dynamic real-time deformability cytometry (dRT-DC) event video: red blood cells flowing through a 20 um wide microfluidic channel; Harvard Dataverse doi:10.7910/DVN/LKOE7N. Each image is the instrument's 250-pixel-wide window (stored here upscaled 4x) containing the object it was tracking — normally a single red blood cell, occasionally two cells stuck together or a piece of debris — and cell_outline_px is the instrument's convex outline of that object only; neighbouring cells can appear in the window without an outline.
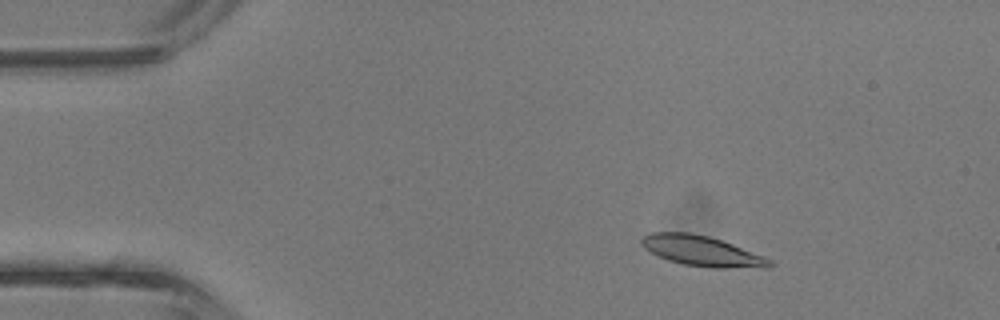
{"species": "common noctule bat (a hibernating species)", "species_latin": "Nyctalus noctula", "temperature_condition": "room temperature", "stored_images_in_passage": 41, "camera_frame_rate_fps": 3000, "um_per_image_px": 0.085, "animal": {"sex": "male", "body_mass_g": 13.3}, "frame": {"image": 1, "passage_image": 6, "time_ms": 1.667, "image_size_px": [1000, 320], "cell_outline_px": [[776, 264], [772, 268], [712, 268], [684, 264], [668, 260], [644, 248], [640, 244], [640, 240], [644, 236], [652, 232], [688, 232], [708, 236], [732, 244], [764, 256], [772, 260]], "centroid_in_image_um": [59.72, 21.35], "position_along_channel_um": 25.3, "area_um2": 22.66}}
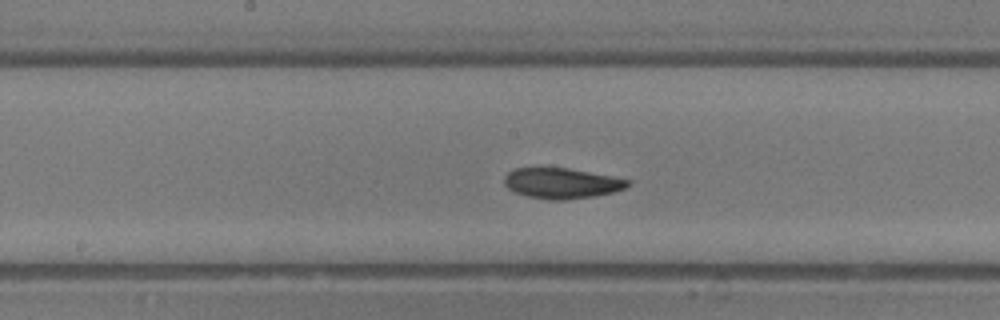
{"frame": {"image": 2, "passage_image": 21, "time_ms": 6.667, "image_size_px": [1000, 320], "cell_outline_px": [[632, 184], [624, 188], [612, 192], [596, 196], [564, 200], [548, 200], [528, 196], [516, 192], [508, 188], [504, 184], [504, 176], [508, 172], [516, 168], [568, 168], [612, 176], [632, 180]], "centroid_in_image_um": [47.76, 15.58], "position_along_channel_um": 200.4, "area_um2": 21.96}}
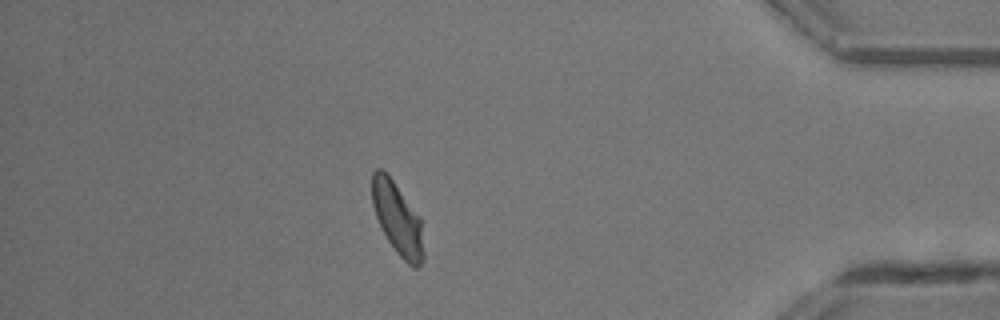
{"frame": {"image": 3, "passage_image": 36, "time_ms": 11.667, "image_size_px": [1000, 320], "cell_outline_px": [[424, 256], [420, 264], [416, 268], [412, 268], [396, 252], [388, 240], [376, 216], [372, 204], [372, 172], [376, 168], [380, 168], [392, 180], [420, 220], [424, 252]], "centroid_in_image_um": [33.77, 18.62], "position_along_channel_um": 401.4, "area_um2": 20.92}, "authors_computed_cell_mechanics": {"area_um2": 21.964, "velocity_mm_per_s": 4.9029, "shape_relaxation_time_tau1_ms": 3.0847, "shape_relaxation_time_tau2_ms": 2.6752, "deformation_change_tau1": 0.1356, "deformation_change_tau2": 0.0833}}